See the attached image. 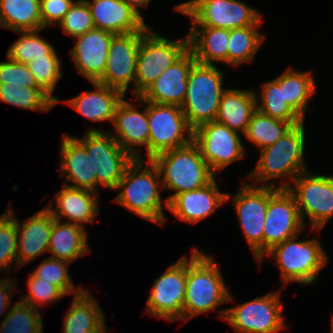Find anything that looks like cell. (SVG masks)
Masks as SVG:
<instances>
[{
  "label": "cell",
  "instance_id": "ac0fdd59",
  "mask_svg": "<svg viewBox=\"0 0 333 333\" xmlns=\"http://www.w3.org/2000/svg\"><path fill=\"white\" fill-rule=\"evenodd\" d=\"M120 101L116 108L113 131L108 132L115 138L118 144L135 159L144 160V156L136 148L137 146H145L146 156L148 160V140H149V124L147 116V101L140 97H135V101L144 105V109L139 111L136 105L125 100Z\"/></svg>",
  "mask_w": 333,
  "mask_h": 333
},
{
  "label": "cell",
  "instance_id": "7a4b0ae2",
  "mask_svg": "<svg viewBox=\"0 0 333 333\" xmlns=\"http://www.w3.org/2000/svg\"><path fill=\"white\" fill-rule=\"evenodd\" d=\"M187 257V282L183 304V322L208 313L221 304L232 302V294L214 258L198 248Z\"/></svg>",
  "mask_w": 333,
  "mask_h": 333
},
{
  "label": "cell",
  "instance_id": "681fc988",
  "mask_svg": "<svg viewBox=\"0 0 333 333\" xmlns=\"http://www.w3.org/2000/svg\"><path fill=\"white\" fill-rule=\"evenodd\" d=\"M331 327H332V329H331V333H333V319H332V326H331Z\"/></svg>",
  "mask_w": 333,
  "mask_h": 333
},
{
  "label": "cell",
  "instance_id": "9a60e30c",
  "mask_svg": "<svg viewBox=\"0 0 333 333\" xmlns=\"http://www.w3.org/2000/svg\"><path fill=\"white\" fill-rule=\"evenodd\" d=\"M233 202L242 232L257 263L263 258V231L268 209V187L242 182L239 191L226 202Z\"/></svg>",
  "mask_w": 333,
  "mask_h": 333
},
{
  "label": "cell",
  "instance_id": "1f68e13d",
  "mask_svg": "<svg viewBox=\"0 0 333 333\" xmlns=\"http://www.w3.org/2000/svg\"><path fill=\"white\" fill-rule=\"evenodd\" d=\"M259 93L256 94V107L260 113L277 120L289 122L292 126L305 121L284 100L283 73L262 84Z\"/></svg>",
  "mask_w": 333,
  "mask_h": 333
},
{
  "label": "cell",
  "instance_id": "7bdbcfd3",
  "mask_svg": "<svg viewBox=\"0 0 333 333\" xmlns=\"http://www.w3.org/2000/svg\"><path fill=\"white\" fill-rule=\"evenodd\" d=\"M27 287L29 292L21 296L20 301L39 310V305L57 302L66 294L57 286L50 282L41 281L35 278L31 273L28 274Z\"/></svg>",
  "mask_w": 333,
  "mask_h": 333
},
{
  "label": "cell",
  "instance_id": "83f0119b",
  "mask_svg": "<svg viewBox=\"0 0 333 333\" xmlns=\"http://www.w3.org/2000/svg\"><path fill=\"white\" fill-rule=\"evenodd\" d=\"M253 90L227 88L222 94L216 120L244 135L252 114L257 110Z\"/></svg>",
  "mask_w": 333,
  "mask_h": 333
},
{
  "label": "cell",
  "instance_id": "f1b7e54d",
  "mask_svg": "<svg viewBox=\"0 0 333 333\" xmlns=\"http://www.w3.org/2000/svg\"><path fill=\"white\" fill-rule=\"evenodd\" d=\"M189 49L196 62L205 65L228 64L230 30L214 27H191Z\"/></svg>",
  "mask_w": 333,
  "mask_h": 333
},
{
  "label": "cell",
  "instance_id": "836d02e7",
  "mask_svg": "<svg viewBox=\"0 0 333 333\" xmlns=\"http://www.w3.org/2000/svg\"><path fill=\"white\" fill-rule=\"evenodd\" d=\"M260 26H247L230 30L228 64L239 67L252 62L255 54L264 43L266 36L259 31Z\"/></svg>",
  "mask_w": 333,
  "mask_h": 333
},
{
  "label": "cell",
  "instance_id": "ee69618b",
  "mask_svg": "<svg viewBox=\"0 0 333 333\" xmlns=\"http://www.w3.org/2000/svg\"><path fill=\"white\" fill-rule=\"evenodd\" d=\"M0 62V84L20 85L27 88H40L27 64L19 63L7 57Z\"/></svg>",
  "mask_w": 333,
  "mask_h": 333
},
{
  "label": "cell",
  "instance_id": "7402d4cb",
  "mask_svg": "<svg viewBox=\"0 0 333 333\" xmlns=\"http://www.w3.org/2000/svg\"><path fill=\"white\" fill-rule=\"evenodd\" d=\"M60 149V176L70 182L63 185L99 193L91 156L86 148L75 137L64 133Z\"/></svg>",
  "mask_w": 333,
  "mask_h": 333
},
{
  "label": "cell",
  "instance_id": "74e56055",
  "mask_svg": "<svg viewBox=\"0 0 333 333\" xmlns=\"http://www.w3.org/2000/svg\"><path fill=\"white\" fill-rule=\"evenodd\" d=\"M40 311L21 302H15L0 325V333H44Z\"/></svg>",
  "mask_w": 333,
  "mask_h": 333
},
{
  "label": "cell",
  "instance_id": "d6a6232c",
  "mask_svg": "<svg viewBox=\"0 0 333 333\" xmlns=\"http://www.w3.org/2000/svg\"><path fill=\"white\" fill-rule=\"evenodd\" d=\"M314 75L309 72H299L289 67L283 72L284 100L304 120L308 103L316 93Z\"/></svg>",
  "mask_w": 333,
  "mask_h": 333
},
{
  "label": "cell",
  "instance_id": "44dd1931",
  "mask_svg": "<svg viewBox=\"0 0 333 333\" xmlns=\"http://www.w3.org/2000/svg\"><path fill=\"white\" fill-rule=\"evenodd\" d=\"M217 180L218 177L215 176L201 188L177 194L168 203L167 210L177 219L191 225L209 217L218 207L227 203V193L219 191Z\"/></svg>",
  "mask_w": 333,
  "mask_h": 333
},
{
  "label": "cell",
  "instance_id": "52a82bcc",
  "mask_svg": "<svg viewBox=\"0 0 333 333\" xmlns=\"http://www.w3.org/2000/svg\"><path fill=\"white\" fill-rule=\"evenodd\" d=\"M175 9L191 19L192 27L231 30L261 26L263 21L257 9L239 0H189L179 3Z\"/></svg>",
  "mask_w": 333,
  "mask_h": 333
},
{
  "label": "cell",
  "instance_id": "30bf717a",
  "mask_svg": "<svg viewBox=\"0 0 333 333\" xmlns=\"http://www.w3.org/2000/svg\"><path fill=\"white\" fill-rule=\"evenodd\" d=\"M287 190L294 196L304 226L321 231L333 216V176L312 175L308 170L297 175Z\"/></svg>",
  "mask_w": 333,
  "mask_h": 333
},
{
  "label": "cell",
  "instance_id": "8992f818",
  "mask_svg": "<svg viewBox=\"0 0 333 333\" xmlns=\"http://www.w3.org/2000/svg\"><path fill=\"white\" fill-rule=\"evenodd\" d=\"M224 72L215 65L195 62L187 80L185 100L181 106L189 126L194 130L216 120L222 94Z\"/></svg>",
  "mask_w": 333,
  "mask_h": 333
},
{
  "label": "cell",
  "instance_id": "3957f363",
  "mask_svg": "<svg viewBox=\"0 0 333 333\" xmlns=\"http://www.w3.org/2000/svg\"><path fill=\"white\" fill-rule=\"evenodd\" d=\"M134 159L126 168L115 190L120 193L115 202L132 211L141 218L164 225L167 218L163 212L160 191L163 189L161 178L151 160ZM160 187V190H159Z\"/></svg>",
  "mask_w": 333,
  "mask_h": 333
},
{
  "label": "cell",
  "instance_id": "ba28073f",
  "mask_svg": "<svg viewBox=\"0 0 333 333\" xmlns=\"http://www.w3.org/2000/svg\"><path fill=\"white\" fill-rule=\"evenodd\" d=\"M152 29L141 37L135 71V97H139L189 49L188 34L185 38L171 40Z\"/></svg>",
  "mask_w": 333,
  "mask_h": 333
},
{
  "label": "cell",
  "instance_id": "d6986e66",
  "mask_svg": "<svg viewBox=\"0 0 333 333\" xmlns=\"http://www.w3.org/2000/svg\"><path fill=\"white\" fill-rule=\"evenodd\" d=\"M195 62L192 51L188 49L177 61L163 71L139 97L151 103L181 107L185 100L188 76Z\"/></svg>",
  "mask_w": 333,
  "mask_h": 333
},
{
  "label": "cell",
  "instance_id": "60d3db41",
  "mask_svg": "<svg viewBox=\"0 0 333 333\" xmlns=\"http://www.w3.org/2000/svg\"><path fill=\"white\" fill-rule=\"evenodd\" d=\"M61 62L58 56H44L33 59L28 63V67L34 75L38 86L47 93L56 103L59 102L57 96H53L58 81L62 78Z\"/></svg>",
  "mask_w": 333,
  "mask_h": 333
},
{
  "label": "cell",
  "instance_id": "4fadbf2b",
  "mask_svg": "<svg viewBox=\"0 0 333 333\" xmlns=\"http://www.w3.org/2000/svg\"><path fill=\"white\" fill-rule=\"evenodd\" d=\"M241 134L217 121L202 124L193 130V142L209 166L218 176L221 170L245 155Z\"/></svg>",
  "mask_w": 333,
  "mask_h": 333
},
{
  "label": "cell",
  "instance_id": "e0dca14e",
  "mask_svg": "<svg viewBox=\"0 0 333 333\" xmlns=\"http://www.w3.org/2000/svg\"><path fill=\"white\" fill-rule=\"evenodd\" d=\"M146 32L114 34L104 74L98 81L110 88L121 91L125 96L130 84L135 96V71L141 37Z\"/></svg>",
  "mask_w": 333,
  "mask_h": 333
},
{
  "label": "cell",
  "instance_id": "484cf974",
  "mask_svg": "<svg viewBox=\"0 0 333 333\" xmlns=\"http://www.w3.org/2000/svg\"><path fill=\"white\" fill-rule=\"evenodd\" d=\"M91 84L95 90L85 91L64 102L89 120L113 123L116 108L125 95L98 81L91 82Z\"/></svg>",
  "mask_w": 333,
  "mask_h": 333
},
{
  "label": "cell",
  "instance_id": "9c48e42d",
  "mask_svg": "<svg viewBox=\"0 0 333 333\" xmlns=\"http://www.w3.org/2000/svg\"><path fill=\"white\" fill-rule=\"evenodd\" d=\"M281 290L219 311L237 333H278L286 330L282 315Z\"/></svg>",
  "mask_w": 333,
  "mask_h": 333
},
{
  "label": "cell",
  "instance_id": "6da1fadb",
  "mask_svg": "<svg viewBox=\"0 0 333 333\" xmlns=\"http://www.w3.org/2000/svg\"><path fill=\"white\" fill-rule=\"evenodd\" d=\"M304 124L302 122L293 126L273 145L259 151L257 164L248 175L254 182L252 185L287 189L297 175L308 170L304 160L306 147ZM285 178L289 180L286 181ZM273 179H279V185L276 186V182H271Z\"/></svg>",
  "mask_w": 333,
  "mask_h": 333
},
{
  "label": "cell",
  "instance_id": "4316f807",
  "mask_svg": "<svg viewBox=\"0 0 333 333\" xmlns=\"http://www.w3.org/2000/svg\"><path fill=\"white\" fill-rule=\"evenodd\" d=\"M83 226L54 219L49 240L48 253L51 258L72 263L90 254L88 234Z\"/></svg>",
  "mask_w": 333,
  "mask_h": 333
},
{
  "label": "cell",
  "instance_id": "bcb514c9",
  "mask_svg": "<svg viewBox=\"0 0 333 333\" xmlns=\"http://www.w3.org/2000/svg\"><path fill=\"white\" fill-rule=\"evenodd\" d=\"M16 281L15 278L0 279V316L4 314L6 309L7 311L10 310L8 308L12 299V293L17 284Z\"/></svg>",
  "mask_w": 333,
  "mask_h": 333
},
{
  "label": "cell",
  "instance_id": "f546056e",
  "mask_svg": "<svg viewBox=\"0 0 333 333\" xmlns=\"http://www.w3.org/2000/svg\"><path fill=\"white\" fill-rule=\"evenodd\" d=\"M69 307L63 320V333L107 331L105 314L88 289L75 295Z\"/></svg>",
  "mask_w": 333,
  "mask_h": 333
},
{
  "label": "cell",
  "instance_id": "ab89813d",
  "mask_svg": "<svg viewBox=\"0 0 333 333\" xmlns=\"http://www.w3.org/2000/svg\"><path fill=\"white\" fill-rule=\"evenodd\" d=\"M14 264V265H13ZM16 264V265H15ZM17 267V224L12 207L0 215V271Z\"/></svg>",
  "mask_w": 333,
  "mask_h": 333
},
{
  "label": "cell",
  "instance_id": "603a6c76",
  "mask_svg": "<svg viewBox=\"0 0 333 333\" xmlns=\"http://www.w3.org/2000/svg\"><path fill=\"white\" fill-rule=\"evenodd\" d=\"M54 218L47 207L17 224V269L48 252Z\"/></svg>",
  "mask_w": 333,
  "mask_h": 333
},
{
  "label": "cell",
  "instance_id": "d590c367",
  "mask_svg": "<svg viewBox=\"0 0 333 333\" xmlns=\"http://www.w3.org/2000/svg\"><path fill=\"white\" fill-rule=\"evenodd\" d=\"M292 127L289 122L274 119L256 110L243 136L261 150L273 145Z\"/></svg>",
  "mask_w": 333,
  "mask_h": 333
},
{
  "label": "cell",
  "instance_id": "d4e9b609",
  "mask_svg": "<svg viewBox=\"0 0 333 333\" xmlns=\"http://www.w3.org/2000/svg\"><path fill=\"white\" fill-rule=\"evenodd\" d=\"M97 194L92 191L72 188L66 185L54 196L56 208L52 201L46 206L54 219H67L64 222L85 227V224L94 223L95 216L99 214ZM57 209V210H56Z\"/></svg>",
  "mask_w": 333,
  "mask_h": 333
},
{
  "label": "cell",
  "instance_id": "8d00e7d4",
  "mask_svg": "<svg viewBox=\"0 0 333 333\" xmlns=\"http://www.w3.org/2000/svg\"><path fill=\"white\" fill-rule=\"evenodd\" d=\"M41 30L17 32L21 36L9 47L7 57L16 62L28 64L36 58L58 56L54 46L40 36Z\"/></svg>",
  "mask_w": 333,
  "mask_h": 333
},
{
  "label": "cell",
  "instance_id": "7dc6e473",
  "mask_svg": "<svg viewBox=\"0 0 333 333\" xmlns=\"http://www.w3.org/2000/svg\"><path fill=\"white\" fill-rule=\"evenodd\" d=\"M124 4L132 7L136 12H138L141 16L140 7H148L151 0H121Z\"/></svg>",
  "mask_w": 333,
  "mask_h": 333
},
{
  "label": "cell",
  "instance_id": "2e32d148",
  "mask_svg": "<svg viewBox=\"0 0 333 333\" xmlns=\"http://www.w3.org/2000/svg\"><path fill=\"white\" fill-rule=\"evenodd\" d=\"M305 228L294 196L287 189L268 187V209L263 231V257L274 246L299 235Z\"/></svg>",
  "mask_w": 333,
  "mask_h": 333
},
{
  "label": "cell",
  "instance_id": "c3c4849f",
  "mask_svg": "<svg viewBox=\"0 0 333 333\" xmlns=\"http://www.w3.org/2000/svg\"><path fill=\"white\" fill-rule=\"evenodd\" d=\"M83 333H107V331H86Z\"/></svg>",
  "mask_w": 333,
  "mask_h": 333
},
{
  "label": "cell",
  "instance_id": "4dcf8cb0",
  "mask_svg": "<svg viewBox=\"0 0 333 333\" xmlns=\"http://www.w3.org/2000/svg\"><path fill=\"white\" fill-rule=\"evenodd\" d=\"M0 27L15 32L42 29L40 0H0Z\"/></svg>",
  "mask_w": 333,
  "mask_h": 333
},
{
  "label": "cell",
  "instance_id": "cb8c5ba5",
  "mask_svg": "<svg viewBox=\"0 0 333 333\" xmlns=\"http://www.w3.org/2000/svg\"><path fill=\"white\" fill-rule=\"evenodd\" d=\"M90 8L95 28L112 34L147 32L151 27L143 16L121 0H85Z\"/></svg>",
  "mask_w": 333,
  "mask_h": 333
},
{
  "label": "cell",
  "instance_id": "e575fe53",
  "mask_svg": "<svg viewBox=\"0 0 333 333\" xmlns=\"http://www.w3.org/2000/svg\"><path fill=\"white\" fill-rule=\"evenodd\" d=\"M0 101L30 111L47 112L57 104L41 88L0 84Z\"/></svg>",
  "mask_w": 333,
  "mask_h": 333
},
{
  "label": "cell",
  "instance_id": "f35d334b",
  "mask_svg": "<svg viewBox=\"0 0 333 333\" xmlns=\"http://www.w3.org/2000/svg\"><path fill=\"white\" fill-rule=\"evenodd\" d=\"M68 262L48 257L43 259L42 263L32 271L35 278L41 281L50 282L57 285L66 295L74 293L80 294L85 288L84 286L74 287V282L68 269Z\"/></svg>",
  "mask_w": 333,
  "mask_h": 333
},
{
  "label": "cell",
  "instance_id": "8fae6325",
  "mask_svg": "<svg viewBox=\"0 0 333 333\" xmlns=\"http://www.w3.org/2000/svg\"><path fill=\"white\" fill-rule=\"evenodd\" d=\"M84 138L75 137L91 156L98 186L115 190L126 168L135 159L107 131L88 128Z\"/></svg>",
  "mask_w": 333,
  "mask_h": 333
},
{
  "label": "cell",
  "instance_id": "5b68a950",
  "mask_svg": "<svg viewBox=\"0 0 333 333\" xmlns=\"http://www.w3.org/2000/svg\"><path fill=\"white\" fill-rule=\"evenodd\" d=\"M299 235L274 246L258 262L261 265L267 256L273 257L279 267L282 284H316L319 272L328 263V255L316 238L298 241Z\"/></svg>",
  "mask_w": 333,
  "mask_h": 333
},
{
  "label": "cell",
  "instance_id": "f6af8a7d",
  "mask_svg": "<svg viewBox=\"0 0 333 333\" xmlns=\"http://www.w3.org/2000/svg\"><path fill=\"white\" fill-rule=\"evenodd\" d=\"M74 2V0H40L42 29L59 24Z\"/></svg>",
  "mask_w": 333,
  "mask_h": 333
},
{
  "label": "cell",
  "instance_id": "7c38bea8",
  "mask_svg": "<svg viewBox=\"0 0 333 333\" xmlns=\"http://www.w3.org/2000/svg\"><path fill=\"white\" fill-rule=\"evenodd\" d=\"M149 124L148 160L157 154L183 147L193 141L182 108L177 105L147 102Z\"/></svg>",
  "mask_w": 333,
  "mask_h": 333
},
{
  "label": "cell",
  "instance_id": "ffe728a7",
  "mask_svg": "<svg viewBox=\"0 0 333 333\" xmlns=\"http://www.w3.org/2000/svg\"><path fill=\"white\" fill-rule=\"evenodd\" d=\"M113 35L102 29L93 28L74 38L77 42L70 50L71 57L78 72L89 82L99 81L104 74Z\"/></svg>",
  "mask_w": 333,
  "mask_h": 333
},
{
  "label": "cell",
  "instance_id": "277c9868",
  "mask_svg": "<svg viewBox=\"0 0 333 333\" xmlns=\"http://www.w3.org/2000/svg\"><path fill=\"white\" fill-rule=\"evenodd\" d=\"M151 161L163 179V190L175 191L164 199L165 209H168V203L177 194L201 188L216 176L193 141L183 147L157 154Z\"/></svg>",
  "mask_w": 333,
  "mask_h": 333
},
{
  "label": "cell",
  "instance_id": "b9f144b4",
  "mask_svg": "<svg viewBox=\"0 0 333 333\" xmlns=\"http://www.w3.org/2000/svg\"><path fill=\"white\" fill-rule=\"evenodd\" d=\"M64 34L73 38L95 28L90 8L85 0H77L57 24Z\"/></svg>",
  "mask_w": 333,
  "mask_h": 333
},
{
  "label": "cell",
  "instance_id": "5bb4252c",
  "mask_svg": "<svg viewBox=\"0 0 333 333\" xmlns=\"http://www.w3.org/2000/svg\"><path fill=\"white\" fill-rule=\"evenodd\" d=\"M187 256L170 265L153 283L146 312L168 322L183 320L187 282Z\"/></svg>",
  "mask_w": 333,
  "mask_h": 333
}]
</instances>
